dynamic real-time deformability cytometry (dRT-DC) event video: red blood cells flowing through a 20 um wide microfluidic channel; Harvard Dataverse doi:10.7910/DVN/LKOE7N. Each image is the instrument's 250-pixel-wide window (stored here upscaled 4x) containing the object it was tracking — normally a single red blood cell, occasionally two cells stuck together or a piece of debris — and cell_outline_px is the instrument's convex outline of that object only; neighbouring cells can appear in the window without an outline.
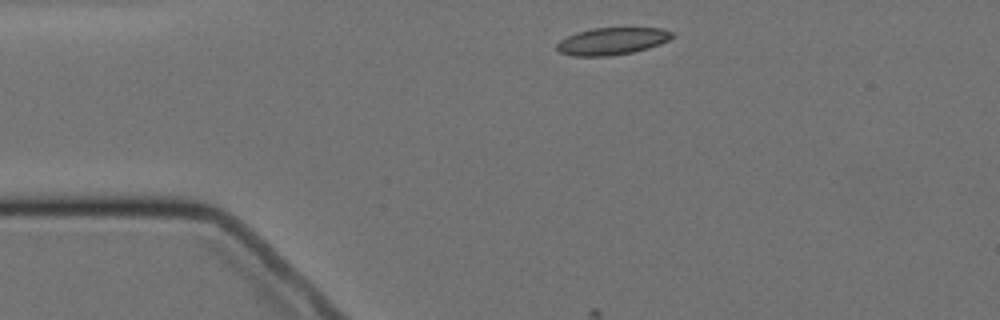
{"species": "Egyptian fruit bat (a non-hibernating species)", "species_latin": "Rousettus aegyptiacus", "temperature_condition": "cold", "stored_images_in_passage": 4, "segment_of_instrument_passage": [1, 2], "camera_frame_rate_fps": 3000, "um_per_image_px": 0.085, "animal": {"sex": "female"}, "frame": {"image": 1, "passage_image": 1, "time_ms": 0.0, "image_size_px": [1000, 320], "cell_outline_px": [[676, 36], [660, 44], [648, 48], [632, 52], [612, 56], [572, 56], [560, 52], [556, 48], [556, 44], [560, 40], [576, 32], [592, 28], [660, 28], [676, 32]], "centroid_in_image_um": [52.05, 3.5], "position_along_channel_um": 32.9, "area_um2": 18.44}}